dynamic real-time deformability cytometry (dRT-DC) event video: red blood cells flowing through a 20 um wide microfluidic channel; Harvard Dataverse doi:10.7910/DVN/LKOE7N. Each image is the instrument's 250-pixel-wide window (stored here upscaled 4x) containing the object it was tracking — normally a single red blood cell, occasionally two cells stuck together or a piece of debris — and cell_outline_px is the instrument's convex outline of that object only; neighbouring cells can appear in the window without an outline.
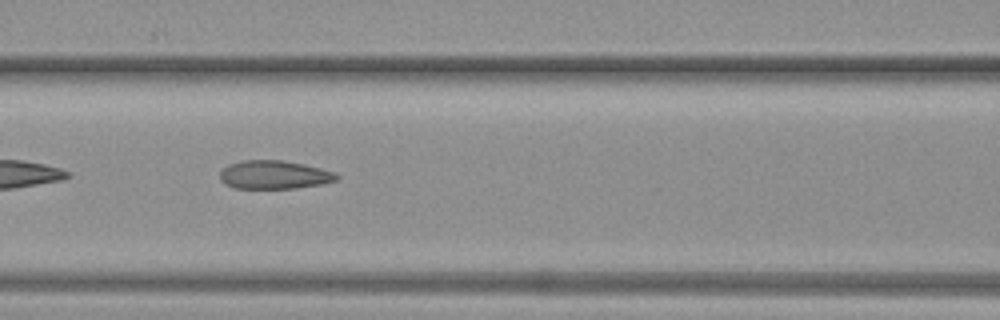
{"species": "common noctule bat (a hibernating species)", "species_latin": "Nyctalus noctula", "temperature_condition": "warm", "stored_images_in_passage": 45, "camera_frame_rate_fps": 3000, "um_per_image_px": 0.085, "animal": {"sex": "female", "body_mass_g": 19.3, "forearm_length_mm": 54.1}, "frame": {"image": 1, "passage_image": 20, "time_ms": 6.333, "image_size_px": [1000, 320], "cell_outline_px": [[340, 176], [336, 180], [320, 184], [296, 188], [236, 188], [224, 184], [220, 180], [220, 172], [228, 164], [244, 160], [280, 160], [304, 164], [336, 172]], "centroid_in_image_um": [23.3, 14.85], "position_along_channel_um": 143.3, "area_um2": 19.31}}
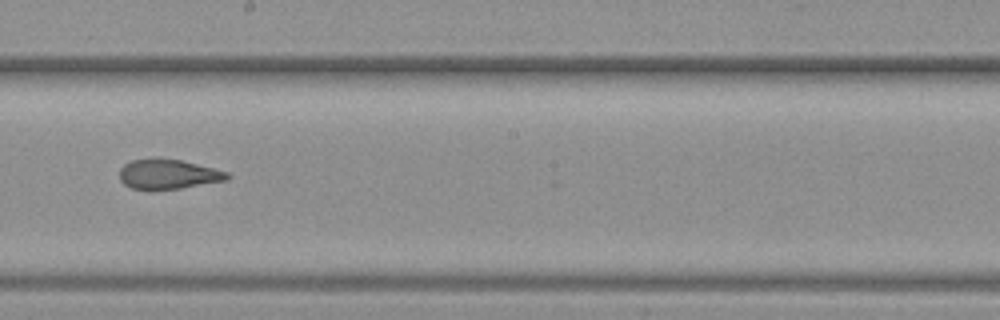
{"frame": {"image": 2, "passage_image": 26, "time_ms": 8.333, "image_size_px": [1000, 320], "cell_outline_px": [[232, 176], [228, 180], [180, 188], [152, 192], [132, 188], [124, 184], [120, 180], [120, 168], [124, 164], [132, 160], [152, 156], [180, 160], [228, 172]], "centroid_in_image_um": [14.25, 14.81], "position_along_channel_um": 234.0, "area_um2": 19.31}}